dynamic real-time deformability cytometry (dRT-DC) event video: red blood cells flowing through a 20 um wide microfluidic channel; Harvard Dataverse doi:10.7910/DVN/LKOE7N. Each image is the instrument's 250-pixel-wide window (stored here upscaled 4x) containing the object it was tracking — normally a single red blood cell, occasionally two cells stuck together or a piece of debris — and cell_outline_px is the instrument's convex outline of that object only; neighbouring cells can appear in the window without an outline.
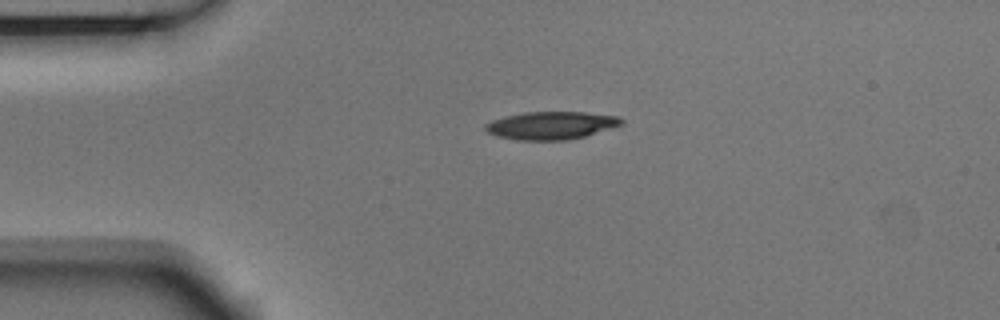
{"species": "Egyptian fruit bat (a non-hibernating species)", "species_latin": "Rousettus aegyptiacus", "temperature_condition": "room temperature", "stored_images_in_passage": 3, "camera_frame_rate_fps": 3000, "um_per_image_px": 0.085, "animal": {"sex": "male"}, "frame": {"image": 1, "passage_image": 2, "time_ms": 0.333, "image_size_px": [1000, 320], "cell_outline_px": [[624, 124], [612, 128], [584, 136], [568, 140], [516, 140], [496, 136], [488, 132], [484, 128], [484, 124], [492, 120], [504, 116], [524, 112], [584, 112], [616, 116], [624, 120]], "centroid_in_image_um": [46.83, 10.66], "position_along_channel_um": 38.2, "area_um2": 22.14}}